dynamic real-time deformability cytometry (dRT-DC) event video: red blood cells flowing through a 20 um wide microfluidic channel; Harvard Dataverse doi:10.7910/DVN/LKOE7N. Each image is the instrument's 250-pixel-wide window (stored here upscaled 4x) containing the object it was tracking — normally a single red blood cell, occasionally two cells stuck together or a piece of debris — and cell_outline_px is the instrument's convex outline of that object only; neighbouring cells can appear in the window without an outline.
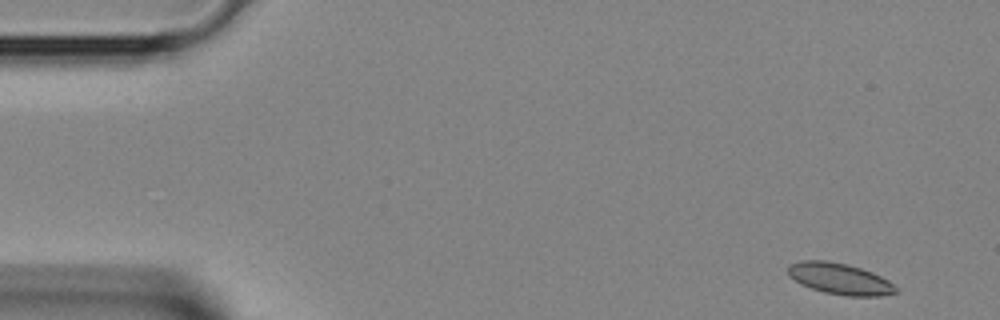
{"species": "Egyptian fruit bat (a non-hibernating species)", "species_latin": "Rousettus aegyptiacus", "temperature_condition": "room temperature", "stored_images_in_passage": 4, "camera_frame_rate_fps": 3000, "um_per_image_px": 0.085, "animal": {"sex": "female"}, "frame": {"image": 1, "passage_image": 1, "time_ms": 0.0, "image_size_px": [1000, 320], "cell_outline_px": [[896, 292], [880, 296], [848, 296], [824, 292], [800, 284], [788, 276], [788, 264], [800, 260], [828, 260], [848, 264], [872, 272], [888, 280], [896, 288]], "centroid_in_image_um": [71.33, 23.68], "position_along_channel_um": 13.7, "area_um2": 19.65}}
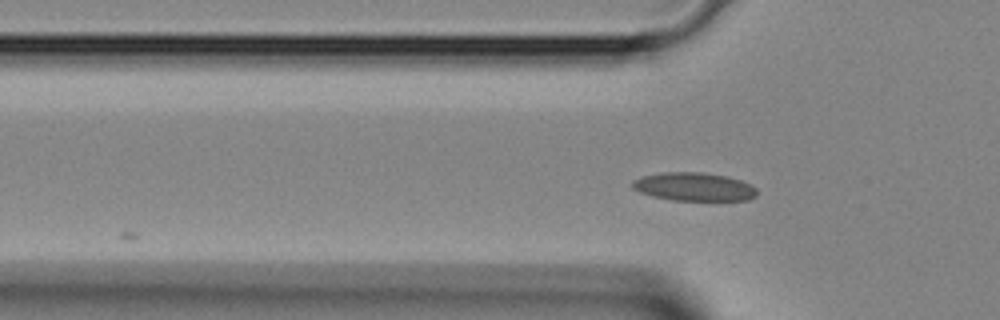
{"frame": {"image": 2, "passage_image": 4, "time_ms": 1.0, "image_size_px": [1000, 320], "cell_outline_px": [[756, 196], [748, 200], [672, 200], [652, 196], [640, 192], [632, 188], [632, 180], [640, 176], [664, 172], [704, 172], [728, 176], [740, 180], [756, 188]], "centroid_in_image_um": [58.96, 15.86], "position_along_channel_um": 66.8, "area_um2": 20.63}}